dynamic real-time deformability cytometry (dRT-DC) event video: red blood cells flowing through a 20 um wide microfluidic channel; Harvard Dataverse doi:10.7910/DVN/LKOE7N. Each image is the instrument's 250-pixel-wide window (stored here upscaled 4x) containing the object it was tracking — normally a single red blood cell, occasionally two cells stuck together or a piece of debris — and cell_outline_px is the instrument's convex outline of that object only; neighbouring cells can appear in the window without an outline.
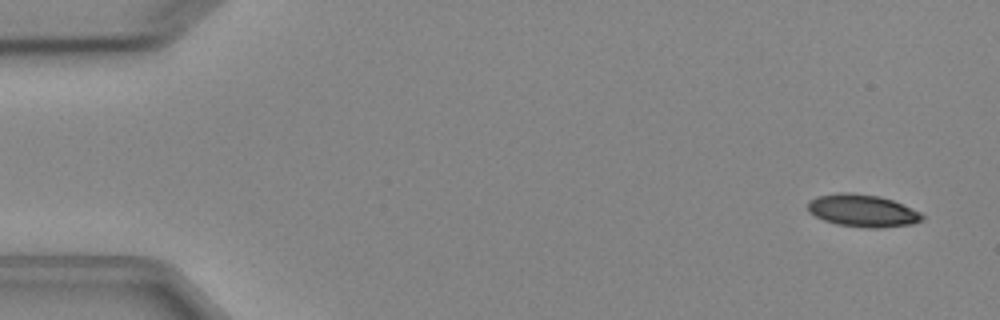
{"species": "Egyptian fruit bat (a non-hibernating species)", "species_latin": "Rousettus aegyptiacus", "temperature_condition": "cold", "stored_images_in_passage": 4, "camera_frame_rate_fps": 3000, "um_per_image_px": 0.085, "animal": {"sex": "female"}, "frame": {"image": 1, "passage_image": 1, "time_ms": 0.0, "image_size_px": [1000, 320], "cell_outline_px": [[924, 220], [912, 224], [880, 228], [872, 228], [836, 224], [824, 220], [808, 212], [808, 200], [816, 196], [840, 192], [852, 192], [880, 196], [892, 200], [920, 212], [924, 216]], "centroid_in_image_um": [73.3, 17.9], "position_along_channel_um": 11.7, "area_um2": 21.68}}
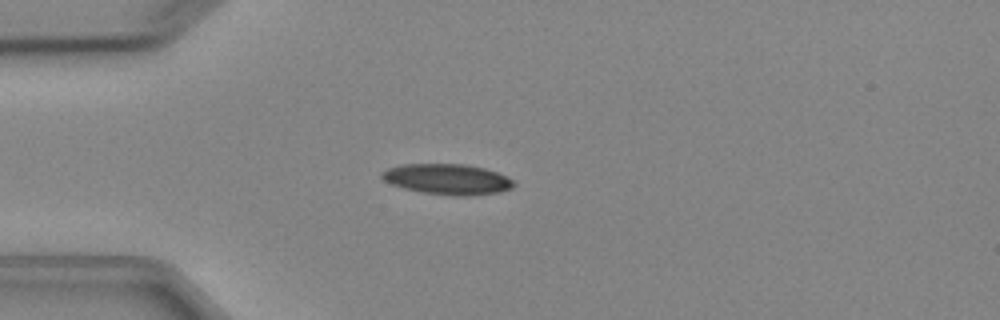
{"frame": {"image": 2, "passage_image": 4, "time_ms": 3.667, "image_size_px": [1000, 320], "cell_outline_px": [[516, 184], [512, 188], [496, 192], [460, 196], [420, 192], [404, 188], [392, 184], [384, 180], [380, 176], [380, 172], [388, 168], [400, 164], [464, 164], [484, 168], [496, 172], [512, 180]], "centroid_in_image_um": [37.98, 15.22], "position_along_channel_um": 47.0, "area_um2": 23.24}}